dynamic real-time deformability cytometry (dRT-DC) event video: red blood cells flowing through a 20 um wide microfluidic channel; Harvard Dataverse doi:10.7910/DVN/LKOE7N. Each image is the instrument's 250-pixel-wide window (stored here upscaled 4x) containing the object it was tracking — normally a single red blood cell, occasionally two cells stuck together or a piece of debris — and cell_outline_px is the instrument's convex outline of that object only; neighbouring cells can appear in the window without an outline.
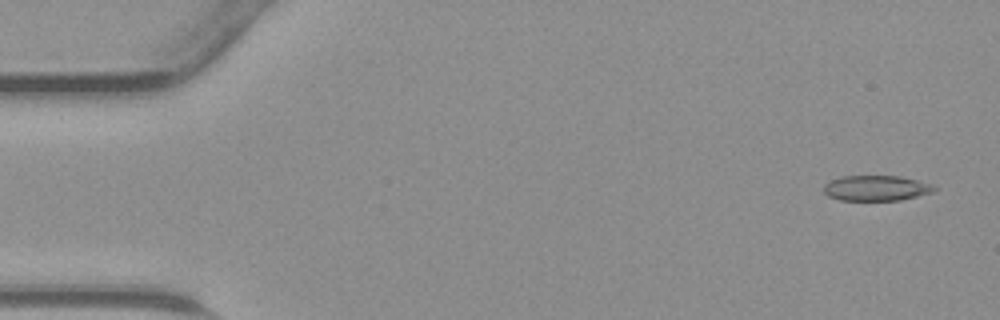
{"species": "common noctule bat (a hibernating species)", "species_latin": "Nyctalus noctula", "temperature_condition": "warm", "stored_images_in_passage": 45, "camera_frame_rate_fps": 3000, "um_per_image_px": 0.085, "animal": {"sex": "male", "body_mass_g": 23.1, "forearm_length_mm": 52.7}, "frame": {"image": 1, "passage_image": 2, "time_ms": 0.333, "image_size_px": [1000, 320], "cell_outline_px": [[936, 192], [900, 200], [840, 200], [828, 196], [824, 192], [824, 184], [832, 180], [844, 176], [900, 176], [932, 184], [936, 188]], "centroid_in_image_um": [74.51, 15.99], "position_along_channel_um": 10.5, "area_um2": 16.3}}
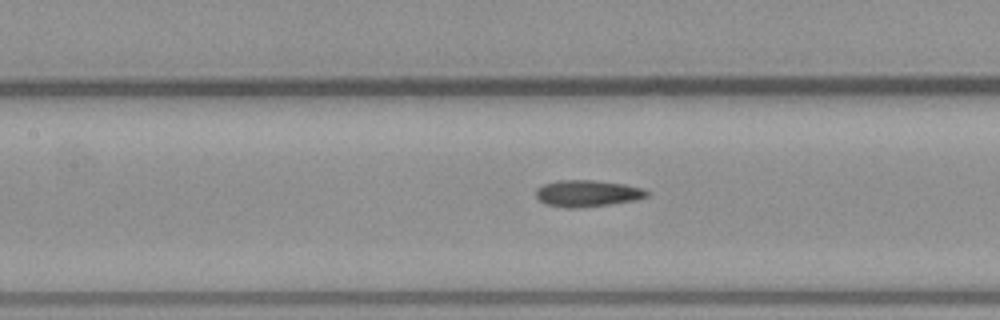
{"frame": {"image": 2, "passage_image": 20, "time_ms": 6.333, "image_size_px": [1000, 320], "cell_outline_px": [[648, 196], [632, 200], [608, 204], [580, 208], [568, 208], [548, 204], [540, 200], [536, 196], [536, 188], [544, 184], [560, 180], [596, 180], [624, 184], [644, 188], [648, 192]], "centroid_in_image_um": [49.92, 16.43], "position_along_channel_um": 157.5, "area_um2": 16.99}}
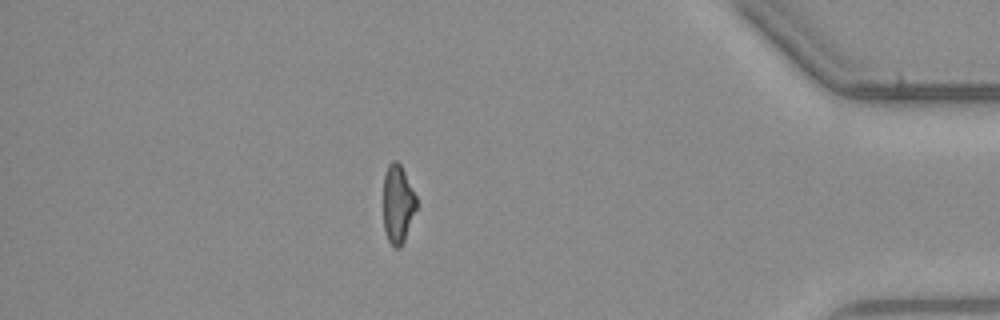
{"frame": {"image": 3, "passage_image": 39, "time_ms": 12.667, "image_size_px": [1000, 320], "cell_outline_px": [[416, 208], [404, 240], [400, 248], [392, 248], [388, 240], [384, 228], [384, 176], [388, 164], [392, 160], [396, 160], [400, 164], [416, 196]], "centroid_in_image_um": [33.8, 17.35], "position_along_channel_um": 401.4, "area_um2": 14.91}}